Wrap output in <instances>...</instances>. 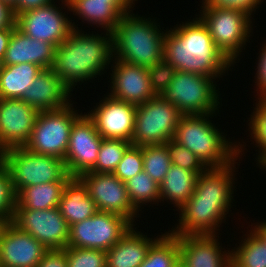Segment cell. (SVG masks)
<instances>
[{"label": "cell", "mask_w": 266, "mask_h": 267, "mask_svg": "<svg viewBox=\"0 0 266 267\" xmlns=\"http://www.w3.org/2000/svg\"><path fill=\"white\" fill-rule=\"evenodd\" d=\"M42 69L32 63L3 65L0 71V98L21 99Z\"/></svg>", "instance_id": "28"}, {"label": "cell", "mask_w": 266, "mask_h": 267, "mask_svg": "<svg viewBox=\"0 0 266 267\" xmlns=\"http://www.w3.org/2000/svg\"><path fill=\"white\" fill-rule=\"evenodd\" d=\"M216 113L182 115L174 141L195 154L207 167H223L238 157V142L227 139L210 118Z\"/></svg>", "instance_id": "4"}, {"label": "cell", "mask_w": 266, "mask_h": 267, "mask_svg": "<svg viewBox=\"0 0 266 267\" xmlns=\"http://www.w3.org/2000/svg\"><path fill=\"white\" fill-rule=\"evenodd\" d=\"M188 20L166 28L164 58L178 71L215 79L228 75L235 66L216 47L207 26L198 16Z\"/></svg>", "instance_id": "1"}, {"label": "cell", "mask_w": 266, "mask_h": 267, "mask_svg": "<svg viewBox=\"0 0 266 267\" xmlns=\"http://www.w3.org/2000/svg\"><path fill=\"white\" fill-rule=\"evenodd\" d=\"M258 167H260V169H265V171H266V159L258 166Z\"/></svg>", "instance_id": "51"}, {"label": "cell", "mask_w": 266, "mask_h": 267, "mask_svg": "<svg viewBox=\"0 0 266 267\" xmlns=\"http://www.w3.org/2000/svg\"><path fill=\"white\" fill-rule=\"evenodd\" d=\"M174 267H185L180 261Z\"/></svg>", "instance_id": "52"}, {"label": "cell", "mask_w": 266, "mask_h": 267, "mask_svg": "<svg viewBox=\"0 0 266 267\" xmlns=\"http://www.w3.org/2000/svg\"><path fill=\"white\" fill-rule=\"evenodd\" d=\"M255 107L248 119V131L253 144L258 147L257 166L266 159V98H256ZM255 141V142H254Z\"/></svg>", "instance_id": "35"}, {"label": "cell", "mask_w": 266, "mask_h": 267, "mask_svg": "<svg viewBox=\"0 0 266 267\" xmlns=\"http://www.w3.org/2000/svg\"><path fill=\"white\" fill-rule=\"evenodd\" d=\"M8 222L3 219V218H0V234L1 232L3 231V228L5 227V225L7 224Z\"/></svg>", "instance_id": "50"}, {"label": "cell", "mask_w": 266, "mask_h": 267, "mask_svg": "<svg viewBox=\"0 0 266 267\" xmlns=\"http://www.w3.org/2000/svg\"><path fill=\"white\" fill-rule=\"evenodd\" d=\"M0 1L9 5L12 8L16 4L17 0H0Z\"/></svg>", "instance_id": "49"}, {"label": "cell", "mask_w": 266, "mask_h": 267, "mask_svg": "<svg viewBox=\"0 0 266 267\" xmlns=\"http://www.w3.org/2000/svg\"><path fill=\"white\" fill-rule=\"evenodd\" d=\"M147 71L152 89L157 95H160L170 84L177 70L163 58L147 68Z\"/></svg>", "instance_id": "40"}, {"label": "cell", "mask_w": 266, "mask_h": 267, "mask_svg": "<svg viewBox=\"0 0 266 267\" xmlns=\"http://www.w3.org/2000/svg\"><path fill=\"white\" fill-rule=\"evenodd\" d=\"M87 116L94 122L103 139H121L132 142L137 106L103 95ZM99 104V105H98Z\"/></svg>", "instance_id": "15"}, {"label": "cell", "mask_w": 266, "mask_h": 267, "mask_svg": "<svg viewBox=\"0 0 266 267\" xmlns=\"http://www.w3.org/2000/svg\"><path fill=\"white\" fill-rule=\"evenodd\" d=\"M88 189L97 211L114 213L128 219L134 226L140 214L133 208L125 182L113 173L86 172L78 177Z\"/></svg>", "instance_id": "13"}, {"label": "cell", "mask_w": 266, "mask_h": 267, "mask_svg": "<svg viewBox=\"0 0 266 267\" xmlns=\"http://www.w3.org/2000/svg\"><path fill=\"white\" fill-rule=\"evenodd\" d=\"M198 174L179 166L171 165L160 184V203L164 200L178 210L195 191ZM170 201V202H169ZM172 202V203H171Z\"/></svg>", "instance_id": "27"}, {"label": "cell", "mask_w": 266, "mask_h": 267, "mask_svg": "<svg viewBox=\"0 0 266 267\" xmlns=\"http://www.w3.org/2000/svg\"><path fill=\"white\" fill-rule=\"evenodd\" d=\"M182 113L161 95L137 105L132 145H162L174 139Z\"/></svg>", "instance_id": "9"}, {"label": "cell", "mask_w": 266, "mask_h": 267, "mask_svg": "<svg viewBox=\"0 0 266 267\" xmlns=\"http://www.w3.org/2000/svg\"><path fill=\"white\" fill-rule=\"evenodd\" d=\"M68 267H106V251L99 249L66 247Z\"/></svg>", "instance_id": "37"}, {"label": "cell", "mask_w": 266, "mask_h": 267, "mask_svg": "<svg viewBox=\"0 0 266 267\" xmlns=\"http://www.w3.org/2000/svg\"><path fill=\"white\" fill-rule=\"evenodd\" d=\"M215 80L208 76L177 70L160 95L183 115L218 114L222 98Z\"/></svg>", "instance_id": "7"}, {"label": "cell", "mask_w": 266, "mask_h": 267, "mask_svg": "<svg viewBox=\"0 0 266 267\" xmlns=\"http://www.w3.org/2000/svg\"><path fill=\"white\" fill-rule=\"evenodd\" d=\"M74 102L56 110L40 111L25 148L33 153L65 159L70 131L83 114L75 110ZM79 111V112H78ZM80 113V114H78Z\"/></svg>", "instance_id": "8"}, {"label": "cell", "mask_w": 266, "mask_h": 267, "mask_svg": "<svg viewBox=\"0 0 266 267\" xmlns=\"http://www.w3.org/2000/svg\"><path fill=\"white\" fill-rule=\"evenodd\" d=\"M48 249L8 222L0 234V267H37Z\"/></svg>", "instance_id": "20"}, {"label": "cell", "mask_w": 266, "mask_h": 267, "mask_svg": "<svg viewBox=\"0 0 266 267\" xmlns=\"http://www.w3.org/2000/svg\"><path fill=\"white\" fill-rule=\"evenodd\" d=\"M165 145L173 165L195 171L198 175L208 168L195 154L186 147L179 145L173 139L169 140Z\"/></svg>", "instance_id": "38"}, {"label": "cell", "mask_w": 266, "mask_h": 267, "mask_svg": "<svg viewBox=\"0 0 266 267\" xmlns=\"http://www.w3.org/2000/svg\"><path fill=\"white\" fill-rule=\"evenodd\" d=\"M37 267H68L64 250H48Z\"/></svg>", "instance_id": "43"}, {"label": "cell", "mask_w": 266, "mask_h": 267, "mask_svg": "<svg viewBox=\"0 0 266 267\" xmlns=\"http://www.w3.org/2000/svg\"><path fill=\"white\" fill-rule=\"evenodd\" d=\"M55 0H17L16 4L12 7L15 17L22 13L39 7L47 6Z\"/></svg>", "instance_id": "44"}, {"label": "cell", "mask_w": 266, "mask_h": 267, "mask_svg": "<svg viewBox=\"0 0 266 267\" xmlns=\"http://www.w3.org/2000/svg\"><path fill=\"white\" fill-rule=\"evenodd\" d=\"M16 25L0 29V59L3 60L12 32Z\"/></svg>", "instance_id": "46"}, {"label": "cell", "mask_w": 266, "mask_h": 267, "mask_svg": "<svg viewBox=\"0 0 266 267\" xmlns=\"http://www.w3.org/2000/svg\"><path fill=\"white\" fill-rule=\"evenodd\" d=\"M132 142L121 139H103L95 167L89 172L113 173Z\"/></svg>", "instance_id": "34"}, {"label": "cell", "mask_w": 266, "mask_h": 267, "mask_svg": "<svg viewBox=\"0 0 266 267\" xmlns=\"http://www.w3.org/2000/svg\"><path fill=\"white\" fill-rule=\"evenodd\" d=\"M2 66H3V64H2V60L0 59V71H1V69H2Z\"/></svg>", "instance_id": "53"}, {"label": "cell", "mask_w": 266, "mask_h": 267, "mask_svg": "<svg viewBox=\"0 0 266 267\" xmlns=\"http://www.w3.org/2000/svg\"><path fill=\"white\" fill-rule=\"evenodd\" d=\"M150 238L141 231H129L108 251H106V267H139L145 260L151 245L160 237Z\"/></svg>", "instance_id": "24"}, {"label": "cell", "mask_w": 266, "mask_h": 267, "mask_svg": "<svg viewBox=\"0 0 266 267\" xmlns=\"http://www.w3.org/2000/svg\"><path fill=\"white\" fill-rule=\"evenodd\" d=\"M15 15L12 8L0 1V29H5L11 25H16Z\"/></svg>", "instance_id": "45"}, {"label": "cell", "mask_w": 266, "mask_h": 267, "mask_svg": "<svg viewBox=\"0 0 266 267\" xmlns=\"http://www.w3.org/2000/svg\"><path fill=\"white\" fill-rule=\"evenodd\" d=\"M56 47L47 41L32 39L14 28L6 49L3 65L32 63L43 69L52 68Z\"/></svg>", "instance_id": "23"}, {"label": "cell", "mask_w": 266, "mask_h": 267, "mask_svg": "<svg viewBox=\"0 0 266 267\" xmlns=\"http://www.w3.org/2000/svg\"><path fill=\"white\" fill-rule=\"evenodd\" d=\"M38 113L36 108L21 99L0 98V153L25 146Z\"/></svg>", "instance_id": "16"}, {"label": "cell", "mask_w": 266, "mask_h": 267, "mask_svg": "<svg viewBox=\"0 0 266 267\" xmlns=\"http://www.w3.org/2000/svg\"><path fill=\"white\" fill-rule=\"evenodd\" d=\"M82 114L72 125L65 165L71 177H79L91 171L96 164L103 138L96 130L94 122Z\"/></svg>", "instance_id": "14"}, {"label": "cell", "mask_w": 266, "mask_h": 267, "mask_svg": "<svg viewBox=\"0 0 266 267\" xmlns=\"http://www.w3.org/2000/svg\"><path fill=\"white\" fill-rule=\"evenodd\" d=\"M179 261L178 236L165 232L151 245L139 267H174Z\"/></svg>", "instance_id": "31"}, {"label": "cell", "mask_w": 266, "mask_h": 267, "mask_svg": "<svg viewBox=\"0 0 266 267\" xmlns=\"http://www.w3.org/2000/svg\"><path fill=\"white\" fill-rule=\"evenodd\" d=\"M246 233L231 249V267H266V243L251 228Z\"/></svg>", "instance_id": "30"}, {"label": "cell", "mask_w": 266, "mask_h": 267, "mask_svg": "<svg viewBox=\"0 0 266 267\" xmlns=\"http://www.w3.org/2000/svg\"><path fill=\"white\" fill-rule=\"evenodd\" d=\"M68 11L82 22H86L91 27L103 28L104 31L112 32L117 26L121 16L124 14L108 0H68ZM94 24V25H93Z\"/></svg>", "instance_id": "26"}, {"label": "cell", "mask_w": 266, "mask_h": 267, "mask_svg": "<svg viewBox=\"0 0 266 267\" xmlns=\"http://www.w3.org/2000/svg\"><path fill=\"white\" fill-rule=\"evenodd\" d=\"M108 1H111L125 15L133 11L135 6L134 3L136 0H108Z\"/></svg>", "instance_id": "47"}, {"label": "cell", "mask_w": 266, "mask_h": 267, "mask_svg": "<svg viewBox=\"0 0 266 267\" xmlns=\"http://www.w3.org/2000/svg\"><path fill=\"white\" fill-rule=\"evenodd\" d=\"M133 226L126 218L105 211H97L92 217L69 227L67 247L108 251Z\"/></svg>", "instance_id": "10"}, {"label": "cell", "mask_w": 266, "mask_h": 267, "mask_svg": "<svg viewBox=\"0 0 266 267\" xmlns=\"http://www.w3.org/2000/svg\"><path fill=\"white\" fill-rule=\"evenodd\" d=\"M67 182H48L27 186L17 194L16 208L47 210L58 207Z\"/></svg>", "instance_id": "29"}, {"label": "cell", "mask_w": 266, "mask_h": 267, "mask_svg": "<svg viewBox=\"0 0 266 267\" xmlns=\"http://www.w3.org/2000/svg\"><path fill=\"white\" fill-rule=\"evenodd\" d=\"M12 223L48 250H62L68 246L69 226L58 207L47 210L16 208Z\"/></svg>", "instance_id": "12"}, {"label": "cell", "mask_w": 266, "mask_h": 267, "mask_svg": "<svg viewBox=\"0 0 266 267\" xmlns=\"http://www.w3.org/2000/svg\"><path fill=\"white\" fill-rule=\"evenodd\" d=\"M176 211L180 219L168 231L173 235H219V227L229 214L224 204L195 202L191 197Z\"/></svg>", "instance_id": "19"}, {"label": "cell", "mask_w": 266, "mask_h": 267, "mask_svg": "<svg viewBox=\"0 0 266 267\" xmlns=\"http://www.w3.org/2000/svg\"><path fill=\"white\" fill-rule=\"evenodd\" d=\"M140 16L133 11L121 16L111 32L113 58L150 68L164 58L166 30L156 17Z\"/></svg>", "instance_id": "3"}, {"label": "cell", "mask_w": 266, "mask_h": 267, "mask_svg": "<svg viewBox=\"0 0 266 267\" xmlns=\"http://www.w3.org/2000/svg\"><path fill=\"white\" fill-rule=\"evenodd\" d=\"M61 2V7L52 2L47 6L18 14L15 19L16 27L32 39L59 46L73 29L79 30V24L72 23L74 20L61 11L69 8L68 3L65 0Z\"/></svg>", "instance_id": "11"}, {"label": "cell", "mask_w": 266, "mask_h": 267, "mask_svg": "<svg viewBox=\"0 0 266 267\" xmlns=\"http://www.w3.org/2000/svg\"><path fill=\"white\" fill-rule=\"evenodd\" d=\"M17 205V194L6 166L0 160V218L12 222Z\"/></svg>", "instance_id": "36"}, {"label": "cell", "mask_w": 266, "mask_h": 267, "mask_svg": "<svg viewBox=\"0 0 266 267\" xmlns=\"http://www.w3.org/2000/svg\"><path fill=\"white\" fill-rule=\"evenodd\" d=\"M263 1L264 0H202L201 5L240 9L253 16L256 9L259 8Z\"/></svg>", "instance_id": "41"}, {"label": "cell", "mask_w": 266, "mask_h": 267, "mask_svg": "<svg viewBox=\"0 0 266 267\" xmlns=\"http://www.w3.org/2000/svg\"><path fill=\"white\" fill-rule=\"evenodd\" d=\"M0 160L10 174L16 194L27 186L67 182L71 178L63 159L36 154L25 147L4 150Z\"/></svg>", "instance_id": "6"}, {"label": "cell", "mask_w": 266, "mask_h": 267, "mask_svg": "<svg viewBox=\"0 0 266 267\" xmlns=\"http://www.w3.org/2000/svg\"><path fill=\"white\" fill-rule=\"evenodd\" d=\"M175 236H178L180 262L185 267H231V250L222 248L218 235Z\"/></svg>", "instance_id": "21"}, {"label": "cell", "mask_w": 266, "mask_h": 267, "mask_svg": "<svg viewBox=\"0 0 266 267\" xmlns=\"http://www.w3.org/2000/svg\"><path fill=\"white\" fill-rule=\"evenodd\" d=\"M104 32L91 34L82 28L73 29L56 47L52 69L72 92L78 83L92 82L109 69L113 59L112 35Z\"/></svg>", "instance_id": "2"}, {"label": "cell", "mask_w": 266, "mask_h": 267, "mask_svg": "<svg viewBox=\"0 0 266 267\" xmlns=\"http://www.w3.org/2000/svg\"><path fill=\"white\" fill-rule=\"evenodd\" d=\"M110 69L109 96L136 106L157 96L151 87L147 68L113 58Z\"/></svg>", "instance_id": "17"}, {"label": "cell", "mask_w": 266, "mask_h": 267, "mask_svg": "<svg viewBox=\"0 0 266 267\" xmlns=\"http://www.w3.org/2000/svg\"><path fill=\"white\" fill-rule=\"evenodd\" d=\"M58 209L68 226L92 217L97 208L88 189L78 177H71L64 185Z\"/></svg>", "instance_id": "25"}, {"label": "cell", "mask_w": 266, "mask_h": 267, "mask_svg": "<svg viewBox=\"0 0 266 267\" xmlns=\"http://www.w3.org/2000/svg\"><path fill=\"white\" fill-rule=\"evenodd\" d=\"M140 147L143 156V171L160 185L172 165L167 146L162 144Z\"/></svg>", "instance_id": "33"}, {"label": "cell", "mask_w": 266, "mask_h": 267, "mask_svg": "<svg viewBox=\"0 0 266 267\" xmlns=\"http://www.w3.org/2000/svg\"><path fill=\"white\" fill-rule=\"evenodd\" d=\"M243 146L246 147L238 141V157L232 163L223 167H208L198 175L195 191L191 195L195 202L224 204L229 210L233 207L232 204L235 201L233 194L236 190L234 184H236L235 176L237 174H234L237 169L235 164L240 165L236 161L238 159L240 161L244 154L246 148Z\"/></svg>", "instance_id": "18"}, {"label": "cell", "mask_w": 266, "mask_h": 267, "mask_svg": "<svg viewBox=\"0 0 266 267\" xmlns=\"http://www.w3.org/2000/svg\"><path fill=\"white\" fill-rule=\"evenodd\" d=\"M72 91L59 79L52 68L42 69L21 100L40 111L56 110L73 102Z\"/></svg>", "instance_id": "22"}, {"label": "cell", "mask_w": 266, "mask_h": 267, "mask_svg": "<svg viewBox=\"0 0 266 267\" xmlns=\"http://www.w3.org/2000/svg\"><path fill=\"white\" fill-rule=\"evenodd\" d=\"M200 8V14L195 16L207 26L216 47L235 65L253 34L252 16L235 8L202 5Z\"/></svg>", "instance_id": "5"}, {"label": "cell", "mask_w": 266, "mask_h": 267, "mask_svg": "<svg viewBox=\"0 0 266 267\" xmlns=\"http://www.w3.org/2000/svg\"><path fill=\"white\" fill-rule=\"evenodd\" d=\"M143 171V156L140 146L131 145L123 155L113 174L125 182Z\"/></svg>", "instance_id": "39"}, {"label": "cell", "mask_w": 266, "mask_h": 267, "mask_svg": "<svg viewBox=\"0 0 266 267\" xmlns=\"http://www.w3.org/2000/svg\"><path fill=\"white\" fill-rule=\"evenodd\" d=\"M125 185L130 202L138 213L149 203L159 205L160 185L144 171L125 181Z\"/></svg>", "instance_id": "32"}, {"label": "cell", "mask_w": 266, "mask_h": 267, "mask_svg": "<svg viewBox=\"0 0 266 267\" xmlns=\"http://www.w3.org/2000/svg\"><path fill=\"white\" fill-rule=\"evenodd\" d=\"M266 42V40H265ZM258 60L256 63L255 71H256V76L254 85H256V95L258 96L257 98H266V43L262 44V49L259 51Z\"/></svg>", "instance_id": "42"}, {"label": "cell", "mask_w": 266, "mask_h": 267, "mask_svg": "<svg viewBox=\"0 0 266 267\" xmlns=\"http://www.w3.org/2000/svg\"><path fill=\"white\" fill-rule=\"evenodd\" d=\"M251 225V229L266 243V219L262 222L254 223ZM253 226V227H252Z\"/></svg>", "instance_id": "48"}]
</instances>
